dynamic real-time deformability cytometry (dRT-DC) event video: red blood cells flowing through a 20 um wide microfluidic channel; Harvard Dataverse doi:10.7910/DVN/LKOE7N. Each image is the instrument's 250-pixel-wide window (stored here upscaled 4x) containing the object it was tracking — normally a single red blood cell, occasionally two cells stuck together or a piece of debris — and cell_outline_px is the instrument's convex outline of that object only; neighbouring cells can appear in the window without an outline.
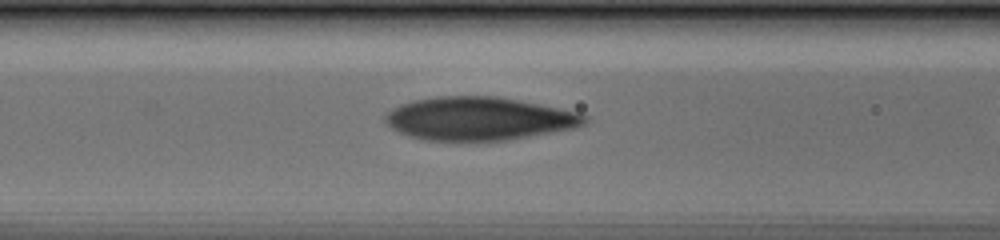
{"species": "human", "species_latin": "Homo sapiens", "temperature_condition": "cold", "stored_images_in_passage": 25, "camera_frame_rate_fps": 3000, "um_per_image_px": 0.085, "donor": {"sex": "male"}, "frame": {"image": 1, "passage_image": 5, "time_ms": 1.333, "image_size_px": [1000, 240], "cell_outline_px": [[588, 120], [584, 124], [572, 128], [504, 140], [428, 140], [408, 136], [392, 128], [384, 120], [384, 116], [392, 108], [400, 104], [416, 100], [436, 96], [492, 96], [516, 100], [576, 112], [588, 116]], "centroid_in_image_um": [40.64, 10.08], "position_along_channel_um": 126.0, "area_um2": 49.3}}
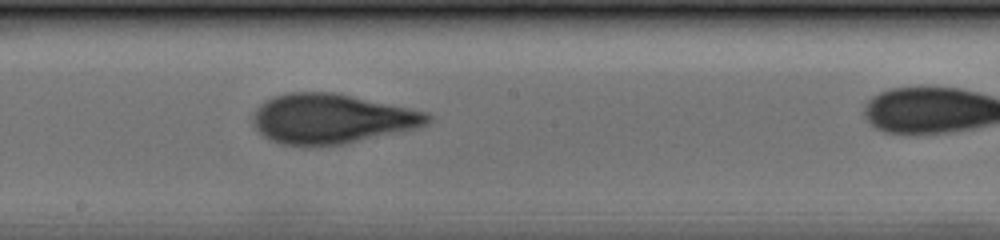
{"frame": {"image": 2, "passage_image": 12, "time_ms": 3.667, "image_size_px": [1000, 240], "cell_outline_px": [[432, 120], [428, 124], [416, 128], [344, 144], [308, 148], [280, 144], [264, 136], [252, 124], [252, 116], [256, 108], [260, 104], [272, 96], [288, 92], [336, 92], [428, 112], [432, 116]], "centroid_in_image_um": [28.16, 10.11], "position_along_channel_um": 220.0, "area_um2": 51.33}}
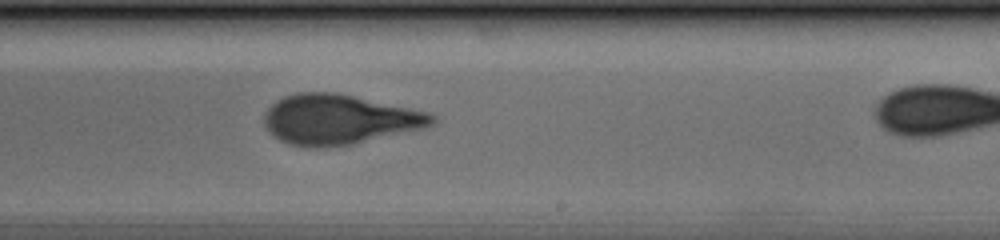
{"frame": {"image": 3, "passage_image": 15, "time_ms": 4.667, "image_size_px": [1000, 240], "cell_outline_px": [[436, 120], [432, 124], [424, 128], [352, 144], [320, 148], [308, 148], [288, 144], [272, 136], [264, 124], [264, 112], [276, 100], [284, 96], [296, 92], [332, 92], [352, 96], [428, 112], [436, 116]], "centroid_in_image_um": [28.76, 10.17], "position_along_channel_um": 260.2, "area_um2": 48.73}}